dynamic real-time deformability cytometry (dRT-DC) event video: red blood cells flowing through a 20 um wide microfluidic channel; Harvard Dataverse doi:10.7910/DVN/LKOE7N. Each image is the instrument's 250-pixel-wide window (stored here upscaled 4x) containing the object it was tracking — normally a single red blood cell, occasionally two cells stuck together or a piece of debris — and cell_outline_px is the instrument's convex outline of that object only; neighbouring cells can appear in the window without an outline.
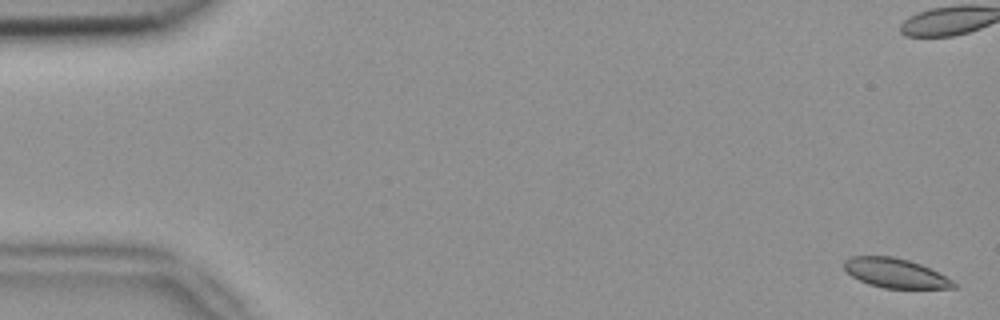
{"species": "common noctule bat (a hibernating species)", "species_latin": "Nyctalus noctula", "temperature_condition": "room temperature", "stored_images_in_passage": 6, "camera_frame_rate_fps": 3000, "um_per_image_px": 0.085, "animal": {"sex": "female", "body_mass_g": 18.4}, "frame": {"image": 1, "passage_image": 1, "time_ms": 0.0, "image_size_px": [1000, 320], "cell_outline_px": [[956, 288], [884, 288], [868, 284], [852, 276], [844, 268], [844, 260], [852, 256], [892, 256], [908, 260], [920, 264], [952, 280], [956, 284]], "centroid_in_image_um": [76.07, 23.21], "position_along_channel_um": 8.9, "area_um2": 18.5}}